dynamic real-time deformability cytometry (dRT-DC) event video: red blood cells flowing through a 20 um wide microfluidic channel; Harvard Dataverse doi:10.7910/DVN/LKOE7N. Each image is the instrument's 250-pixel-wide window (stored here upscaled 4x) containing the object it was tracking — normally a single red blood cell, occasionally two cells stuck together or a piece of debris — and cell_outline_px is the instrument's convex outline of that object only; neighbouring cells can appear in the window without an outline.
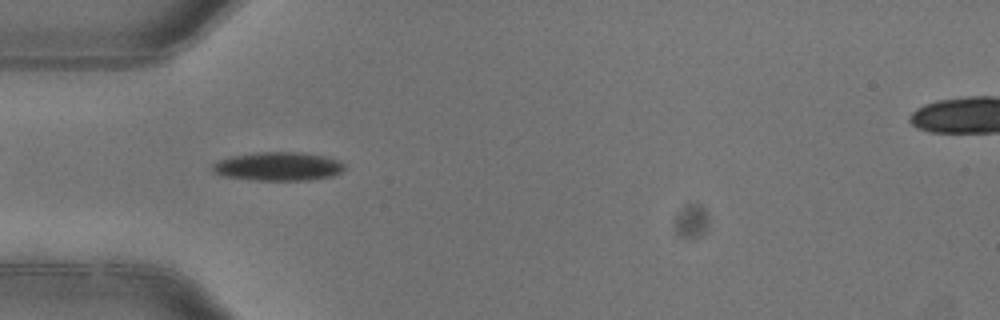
{"species": "common noctule bat (a hibernating species)", "species_latin": "Nyctalus noctula", "temperature_condition": "warm", "stored_images_in_passage": 6, "camera_frame_rate_fps": 3000, "um_per_image_px": 0.085, "animal": {"sex": "female"}, "frame": {"image": 1, "passage_image": 5, "time_ms": 1.333, "image_size_px": [1000, 320], "cell_outline_px": [[344, 168], [340, 172], [332, 176], [308, 180], [252, 180], [220, 176], [212, 172], [212, 164], [220, 160], [232, 156], [256, 152], [300, 152], [324, 156], [340, 160], [344, 164]], "centroid_in_image_um": [23.61, 14.15], "position_along_channel_um": 61.4, "area_um2": 22.14}}